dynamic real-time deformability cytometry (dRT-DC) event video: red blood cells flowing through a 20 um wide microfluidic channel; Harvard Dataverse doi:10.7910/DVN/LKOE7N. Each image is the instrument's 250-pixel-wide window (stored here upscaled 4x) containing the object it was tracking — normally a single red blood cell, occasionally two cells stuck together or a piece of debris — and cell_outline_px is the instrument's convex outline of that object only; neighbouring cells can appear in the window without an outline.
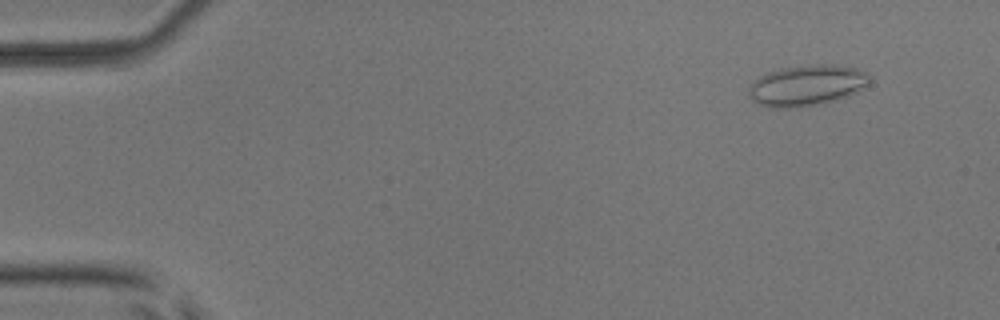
{"species": "common noctule bat (a hibernating species)", "species_latin": "Nyctalus noctula", "temperature_condition": "room temperature", "stored_images_in_passage": 5, "camera_frame_rate_fps": 3000, "um_per_image_px": 0.085, "animal": {"sex": "male", "body_mass_g": 17.9, "forearm_length_mm": 54.2}, "frame": {"image": 1, "passage_image": 2, "time_ms": 1.333, "image_size_px": [1000, 320], "cell_outline_px": [[868, 84], [848, 96], [816, 104], [788, 108], [776, 108], [760, 104], [752, 100], [748, 96], [748, 88], [760, 76], [768, 72], [780, 68], [808, 64], [840, 64], [856, 68], [868, 72]], "centroid_in_image_um": [68.57, 7.23], "position_along_channel_um": 16.4, "area_um2": 28.61}}